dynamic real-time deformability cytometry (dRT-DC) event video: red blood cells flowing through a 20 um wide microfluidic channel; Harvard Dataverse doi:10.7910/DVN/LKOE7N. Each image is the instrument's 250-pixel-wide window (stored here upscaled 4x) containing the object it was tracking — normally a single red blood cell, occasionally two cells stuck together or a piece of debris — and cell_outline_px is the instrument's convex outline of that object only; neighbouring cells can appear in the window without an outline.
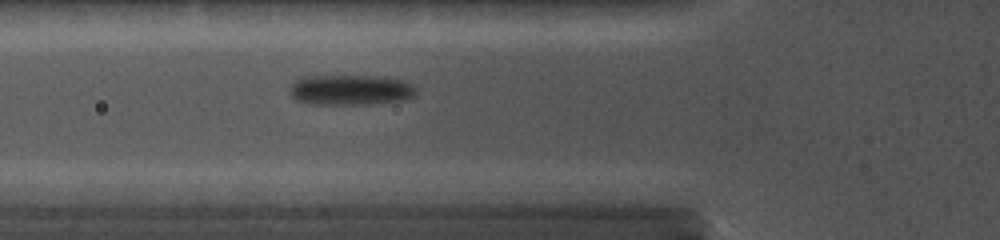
{"species": "common noctule bat (a hibernating species)", "species_latin": "Nyctalus noctula", "temperature_condition": "cold", "stored_images_in_passage": 4, "camera_frame_rate_fps": 5000, "um_per_image_px": 0.085, "animal": {"sex": "female", "body_mass_g": 19.0, "forearm_length_mm": 56.7}, "frame": {"image": 1, "passage_image": 2, "time_ms": 1.0, "image_size_px": [1000, 240], "cell_outline_px": [[416, 96], [404, 100], [376, 104], [312, 104], [296, 100], [292, 96], [288, 88], [296, 80], [304, 76], [376, 76], [400, 80], [412, 84], [416, 88]], "centroid_in_image_um": [29.8, 7.65], "position_along_channel_um": 96.0, "area_um2": 22.48}}